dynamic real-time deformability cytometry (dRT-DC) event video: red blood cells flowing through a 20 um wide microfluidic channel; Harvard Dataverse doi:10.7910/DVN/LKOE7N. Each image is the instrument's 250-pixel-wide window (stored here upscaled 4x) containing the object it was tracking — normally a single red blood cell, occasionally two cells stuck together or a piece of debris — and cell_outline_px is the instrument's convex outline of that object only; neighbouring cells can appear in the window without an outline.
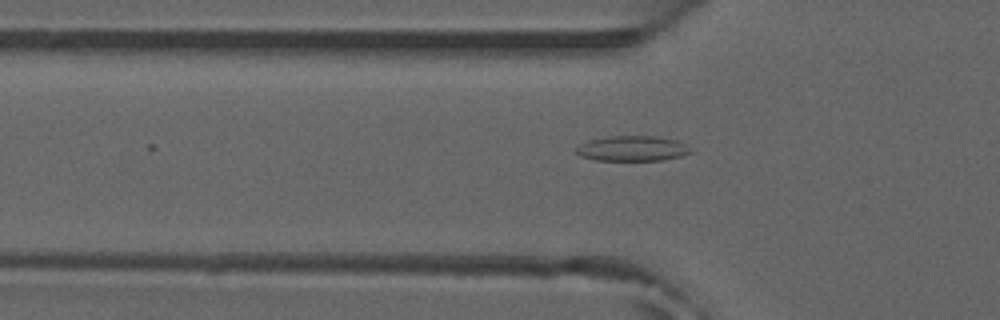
{"species": "common noctule bat (a hibernating species)", "species_latin": "Nyctalus noctula", "temperature_condition": "room temperature", "stored_images_in_passage": 15, "camera_frame_rate_fps": 3000, "um_per_image_px": 0.085, "animal": {"sex": "male", "forearm_length_mm": 52.5}, "frame": {"image": 1, "passage_image": 6, "time_ms": 1.667, "image_size_px": [1000, 320], "cell_outline_px": [[692, 152], [680, 156], [664, 160], [596, 160], [580, 156], [576, 152], [576, 148], [580, 144], [588, 140], [612, 136], [656, 136], [676, 140], [692, 148]], "centroid_in_image_um": [53.76, 12.62], "position_along_channel_um": 72.0, "area_um2": 16.76}}
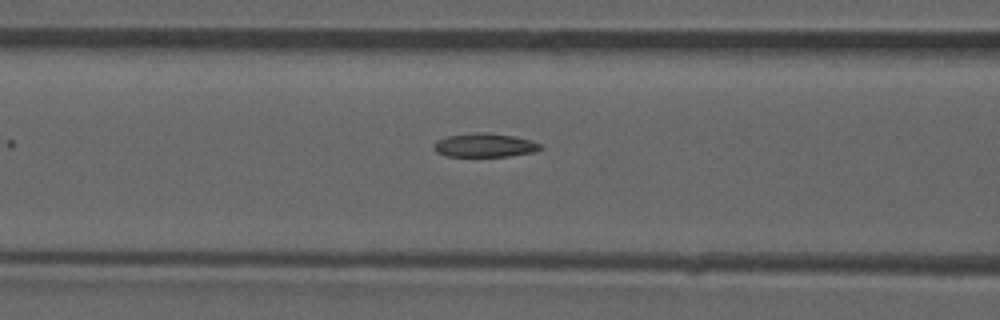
{"frame": {"image": 2, "passage_image": 10, "time_ms": 3.0, "image_size_px": [1000, 320], "cell_outline_px": [[544, 148], [536, 152], [508, 156], [444, 156], [436, 152], [432, 148], [432, 144], [436, 140], [448, 136], [480, 132], [484, 132], [512, 136], [528, 140], [540, 144]], "centroid_in_image_um": [41.16, 12.35], "position_along_channel_um": 125.4, "area_um2": 14.74}}